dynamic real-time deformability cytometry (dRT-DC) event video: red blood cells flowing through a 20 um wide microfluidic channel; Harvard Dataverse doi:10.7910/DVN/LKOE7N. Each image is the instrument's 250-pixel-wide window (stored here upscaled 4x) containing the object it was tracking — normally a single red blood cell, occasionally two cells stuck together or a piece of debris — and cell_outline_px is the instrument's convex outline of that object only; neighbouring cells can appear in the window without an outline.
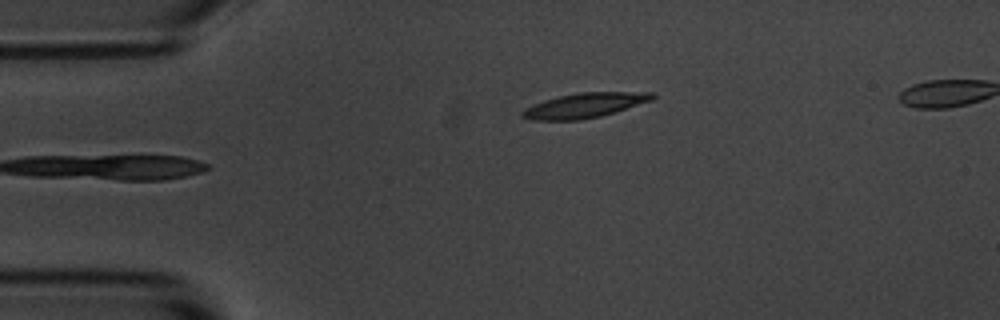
{"species": "common noctule bat (a hibernating species)", "species_latin": "Nyctalus noctula", "temperature_condition": "room temperature", "stored_images_in_passage": 4, "camera_frame_rate_fps": 3000, "um_per_image_px": 0.085, "animal": {"sex": "male", "body_mass_g": 20.1, "forearm_length_mm": 53.5}, "frame": {"image": 1, "passage_image": 4, "time_ms": 1.0, "image_size_px": [1000, 320], "cell_outline_px": [[656, 96], [652, 100], [600, 116], [580, 120], [536, 120], [520, 116], [520, 112], [524, 108], [544, 100], [576, 92], [656, 92]], "centroid_in_image_um": [49.68, 8.95], "position_along_channel_um": 35.3, "area_um2": 18.67}}